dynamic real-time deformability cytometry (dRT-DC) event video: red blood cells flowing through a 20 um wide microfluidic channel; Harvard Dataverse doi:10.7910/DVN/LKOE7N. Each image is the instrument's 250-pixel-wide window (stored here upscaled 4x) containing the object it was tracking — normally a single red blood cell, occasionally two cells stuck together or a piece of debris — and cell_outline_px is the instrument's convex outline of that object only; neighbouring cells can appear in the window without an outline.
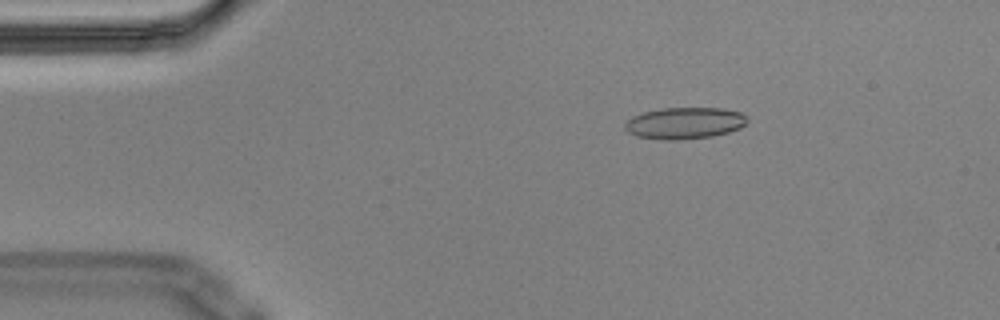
{"species": "Egyptian fruit bat (a non-hibernating species)", "species_latin": "Rousettus aegyptiacus", "temperature_condition": "cold", "stored_images_in_passage": 4, "camera_frame_rate_fps": 3000, "um_per_image_px": 0.085, "animal": {"sex": "male"}, "frame": {"image": 1, "passage_image": 2, "time_ms": 0.333, "image_size_px": [1000, 320], "cell_outline_px": [[748, 120], [740, 128], [728, 132], [712, 136], [676, 140], [664, 140], [636, 136], [628, 132], [624, 128], [624, 124], [632, 116], [644, 112], [660, 108], [724, 108], [740, 112]], "centroid_in_image_um": [58.16, 10.46], "position_along_channel_um": 26.8, "area_um2": 22.48}}